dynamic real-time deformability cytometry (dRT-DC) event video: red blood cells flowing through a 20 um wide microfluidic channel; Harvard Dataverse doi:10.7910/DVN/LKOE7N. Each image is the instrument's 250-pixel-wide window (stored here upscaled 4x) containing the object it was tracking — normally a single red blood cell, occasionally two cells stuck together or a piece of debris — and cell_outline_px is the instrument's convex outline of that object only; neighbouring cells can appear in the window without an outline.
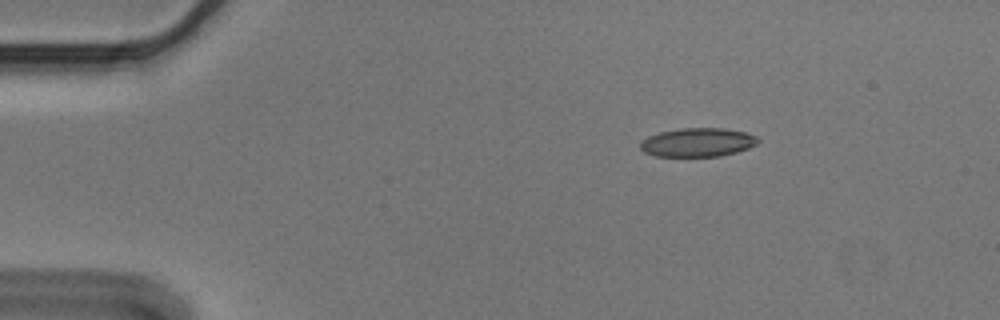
{"species": "Egyptian fruit bat (a non-hibernating species)", "species_latin": "Rousettus aegyptiacus", "temperature_condition": "cold", "stored_images_in_passage": 3, "camera_frame_rate_fps": 3000, "um_per_image_px": 0.085, "animal": {"sex": "male"}, "frame": {"image": 1, "passage_image": 1, "time_ms": 0.0, "image_size_px": [1000, 320], "cell_outline_px": [[760, 140], [756, 144], [748, 148], [736, 152], [720, 156], [652, 156], [644, 152], [640, 148], [640, 140], [648, 136], [660, 132], [680, 128], [724, 128], [744, 132], [756, 136]], "centroid_in_image_um": [59.27, 12.1], "position_along_channel_um": 25.7, "area_um2": 19.77}}
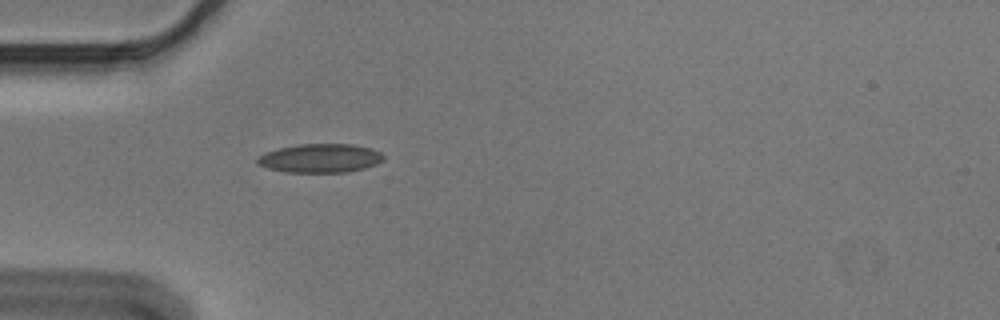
{"frame": {"image": 2, "passage_image": 3, "time_ms": 0.667, "image_size_px": [1000, 320], "cell_outline_px": [[384, 160], [376, 164], [364, 168], [344, 172], [288, 172], [268, 168], [260, 164], [256, 160], [264, 152], [280, 148], [300, 144], [352, 144], [372, 148], [380, 152], [384, 156]], "centroid_in_image_um": [27.25, 13.44], "position_along_channel_um": 57.7, "area_um2": 20.98}}